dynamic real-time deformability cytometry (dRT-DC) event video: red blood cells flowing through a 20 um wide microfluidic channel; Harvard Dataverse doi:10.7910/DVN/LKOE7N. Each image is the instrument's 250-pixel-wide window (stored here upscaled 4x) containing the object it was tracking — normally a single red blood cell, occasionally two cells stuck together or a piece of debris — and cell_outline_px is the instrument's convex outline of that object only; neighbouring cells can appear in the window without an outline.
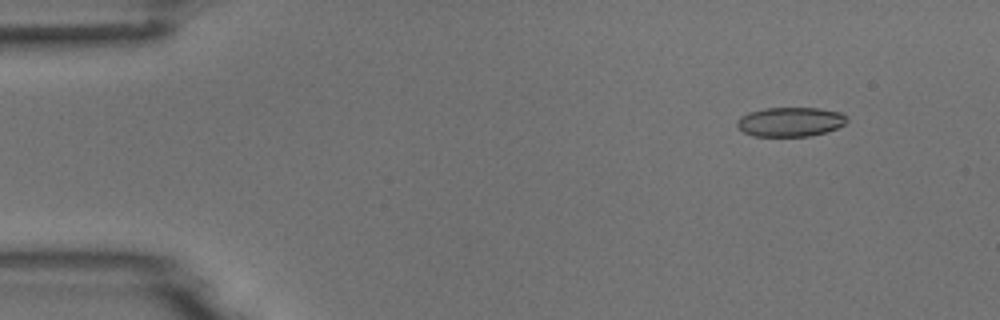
{"species": "common noctule bat (a hibernating species)", "species_latin": "Nyctalus noctula", "temperature_condition": "room temperature", "stored_images_in_passage": 8, "camera_frame_rate_fps": 3000, "um_per_image_px": 0.085, "animal": {"sex": "male", "body_mass_g": 18.8}, "frame": {"image": 1, "passage_image": 1, "time_ms": 0.0, "image_size_px": [1000, 320], "cell_outline_px": [[848, 120], [844, 124], [836, 128], [824, 132], [808, 136], [752, 136], [744, 132], [736, 124], [736, 120], [740, 116], [748, 112], [764, 108], [816, 108], [840, 112], [848, 116]], "centroid_in_image_um": [67.15, 10.35], "position_along_channel_um": 17.8, "area_um2": 18.79}}
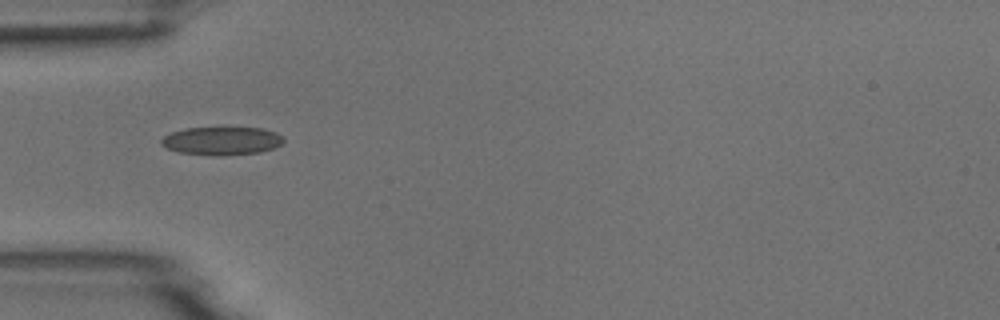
{"frame": {"image": 2, "passage_image": 4, "time_ms": 3.667, "image_size_px": [1000, 320], "cell_outline_px": [[284, 140], [280, 144], [272, 148], [260, 152], [224, 156], [212, 156], [176, 152], [160, 144], [160, 140], [164, 136], [172, 132], [184, 128], [260, 128], [276, 132]], "centroid_in_image_um": [18.8, 11.99], "position_along_channel_um": 66.2, "area_um2": 20.11}}